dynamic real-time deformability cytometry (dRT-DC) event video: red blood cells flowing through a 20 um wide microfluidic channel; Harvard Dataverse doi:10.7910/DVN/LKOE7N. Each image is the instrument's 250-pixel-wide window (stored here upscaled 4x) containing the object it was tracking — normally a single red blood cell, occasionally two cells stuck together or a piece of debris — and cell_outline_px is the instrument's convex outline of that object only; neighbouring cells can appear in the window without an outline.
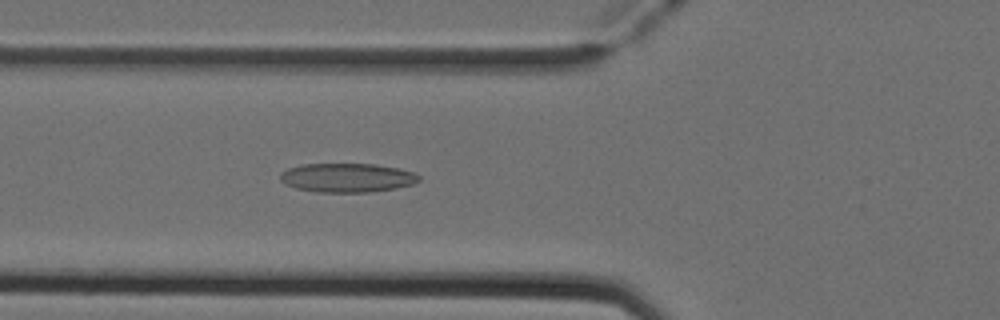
{"species": "Egyptian fruit bat (a non-hibernating species)", "species_latin": "Rousettus aegyptiacus", "temperature_condition": "cold", "stored_images_in_passage": 50, "camera_frame_rate_fps": 3000, "um_per_image_px": 0.085, "animal": {"sex": "female"}, "frame": {"image": 1, "passage_image": 18, "time_ms": 5.667, "image_size_px": [1000, 320], "cell_outline_px": [[420, 180], [412, 184], [396, 188], [368, 192], [316, 192], [296, 188], [284, 184], [280, 180], [280, 172], [288, 168], [300, 164], [376, 164], [400, 168], [412, 172], [420, 176]], "centroid_in_image_um": [29.48, 15.1], "position_along_channel_um": 96.3, "area_um2": 23.58}}
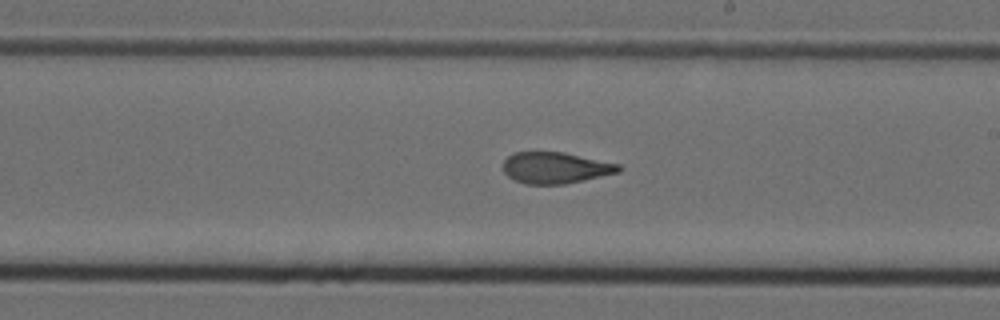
{"frame": {"image": 2, "passage_image": 29, "time_ms": 9.333, "image_size_px": [1000, 320], "cell_outline_px": [[624, 168], [620, 172], [584, 180], [564, 184], [524, 184], [512, 180], [504, 172], [504, 160], [512, 152], [564, 152], [620, 164]], "centroid_in_image_um": [47.22, 14.26], "position_along_channel_um": 241.8, "area_um2": 21.27}}
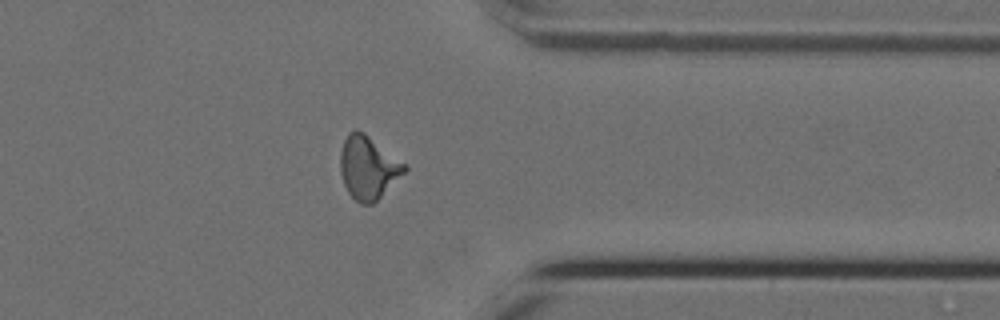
{"frame": {"image": 3, "passage_image": 40, "time_ms": 13.0, "image_size_px": [1000, 320], "cell_outline_px": [[408, 168], [372, 204], [360, 204], [348, 192], [344, 184], [340, 172], [340, 152], [344, 140], [348, 132], [356, 128], [364, 132], [408, 164]], "centroid_in_image_um": [31.28, 14.2], "position_along_channel_um": 380.1, "area_um2": 23.58}, "authors_computed_cell_mechanics": {"area_um2": 22.2819, "velocity_mm_per_s": 3.9538, "shape_relaxation_time_tau1_ms": 9.1498, "shape_relaxation_time_tau2_ms": 1.7267, "deformation_change_tau1": 0.2315, "deformation_change_tau2": 0.0994}}